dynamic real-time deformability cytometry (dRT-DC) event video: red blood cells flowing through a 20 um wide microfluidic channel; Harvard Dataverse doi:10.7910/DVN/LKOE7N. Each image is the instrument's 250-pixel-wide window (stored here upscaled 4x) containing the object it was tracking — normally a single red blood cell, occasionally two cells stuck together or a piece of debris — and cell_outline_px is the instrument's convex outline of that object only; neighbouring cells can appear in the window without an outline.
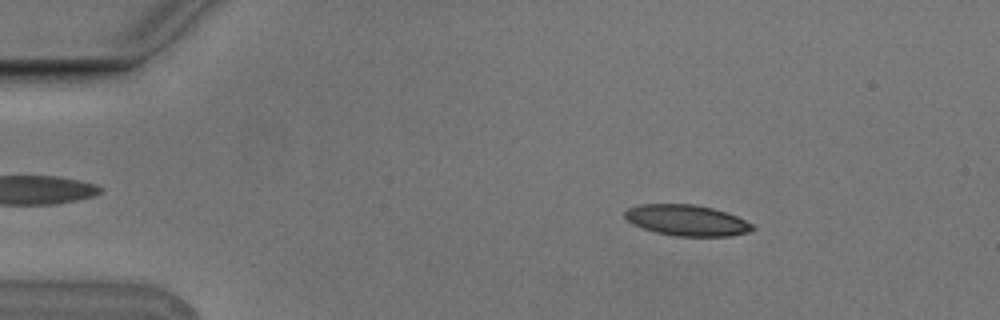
{"species": "Egyptian fruit bat (a non-hibernating species)", "species_latin": "Rousettus aegyptiacus", "temperature_condition": "cold", "stored_images_in_passage": 4, "camera_frame_rate_fps": 3000, "um_per_image_px": 0.085, "animal": {"sex": "male"}, "frame": {"image": 1, "passage_image": 2, "time_ms": 0.333, "image_size_px": [1000, 320], "cell_outline_px": [[756, 228], [748, 232], [728, 236], [676, 236], [656, 232], [632, 224], [624, 216], [624, 212], [628, 208], [640, 204], [692, 204], [712, 208], [736, 216], [752, 224]], "centroid_in_image_um": [58.35, 18.72], "position_along_channel_um": 26.6, "area_um2": 22.77}}